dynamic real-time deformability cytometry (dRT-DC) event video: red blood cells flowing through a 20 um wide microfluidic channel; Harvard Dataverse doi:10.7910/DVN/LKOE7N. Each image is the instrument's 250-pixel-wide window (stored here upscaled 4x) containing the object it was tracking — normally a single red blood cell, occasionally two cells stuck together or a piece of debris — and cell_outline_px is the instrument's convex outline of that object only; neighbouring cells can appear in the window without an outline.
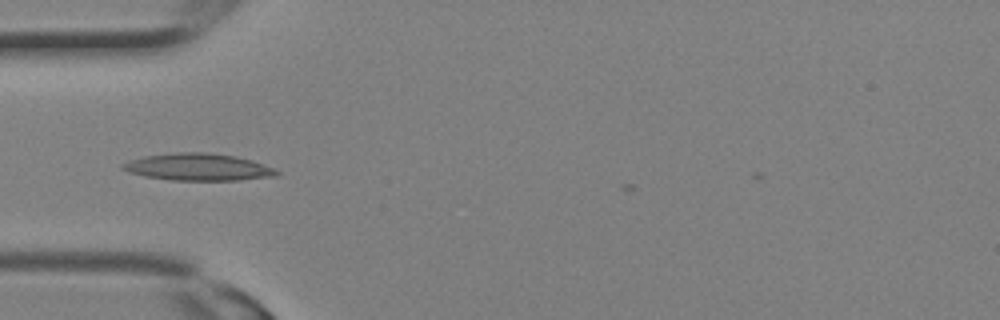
{"species": "Egyptian fruit bat (a non-hibernating species)", "species_latin": "Rousettus aegyptiacus", "temperature_condition": "room temperature", "stored_images_in_passage": 5, "camera_frame_rate_fps": 3000, "um_per_image_px": 0.085, "animal": {"sex": "female"}, "frame": {"image": 1, "passage_image": 3, "time_ms": 0.667, "image_size_px": [1000, 320], "cell_outline_px": [[280, 172], [276, 176], [240, 180], [172, 180], [144, 176], [128, 172], [120, 168], [120, 164], [128, 160], [144, 156], [176, 152], [204, 152], [236, 156], [252, 160], [272, 168]], "centroid_in_image_um": [16.79, 14.19], "position_along_channel_um": 68.2, "area_um2": 24.33}}